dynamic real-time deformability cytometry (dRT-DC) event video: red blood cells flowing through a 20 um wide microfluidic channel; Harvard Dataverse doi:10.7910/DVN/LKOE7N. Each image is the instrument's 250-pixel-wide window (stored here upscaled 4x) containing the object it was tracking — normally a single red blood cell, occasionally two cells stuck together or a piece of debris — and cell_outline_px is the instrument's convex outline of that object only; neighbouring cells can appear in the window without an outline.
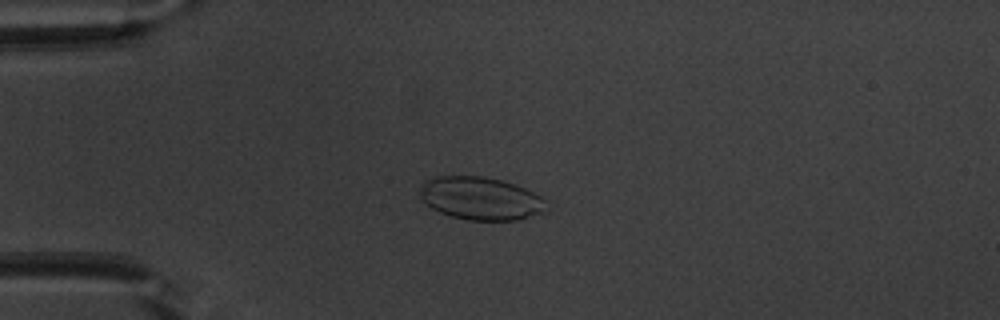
{"species": "common noctule bat (a hibernating species)", "species_latin": "Nyctalus noctula", "temperature_condition": "warm", "stored_images_in_passage": 51, "camera_frame_rate_fps": 3000, "um_per_image_px": 0.085, "animal": {"sex": "male", "body_mass_g": 20.1, "forearm_length_mm": 53.5}, "frame": {"image": 1, "passage_image": 13, "time_ms": 4.0, "image_size_px": [1000, 320], "cell_outline_px": [[544, 212], [516, 220], [468, 220], [452, 216], [440, 212], [432, 208], [420, 200], [420, 188], [424, 180], [432, 176], [484, 176], [500, 180], [524, 188], [540, 196], [544, 200]], "centroid_in_image_um": [40.78, 16.85], "position_along_channel_um": 44.2, "area_um2": 31.44}}
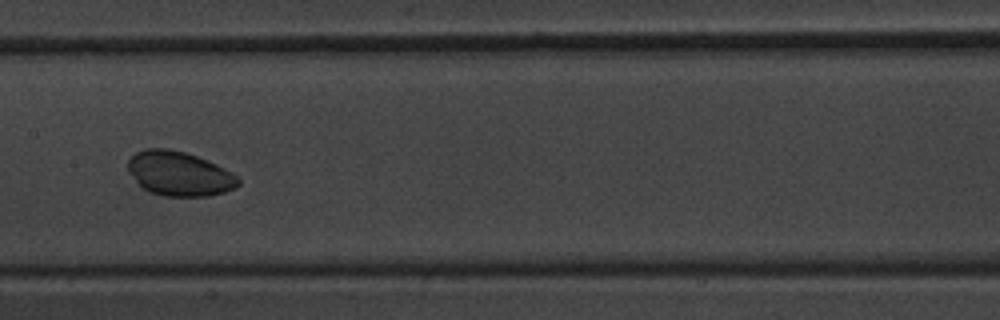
{"frame": {"image": 2, "passage_image": 26, "time_ms": 8.333, "image_size_px": [1000, 320], "cell_outline_px": [[240, 184], [236, 188], [224, 192], [208, 196], [164, 196], [148, 192], [140, 188], [128, 172], [128, 160], [136, 152], [144, 148], [168, 148], [184, 152], [196, 156], [216, 164], [232, 172], [240, 180]], "centroid_in_image_um": [15.21, 14.77], "position_along_channel_um": 192.2, "area_um2": 28.84}}
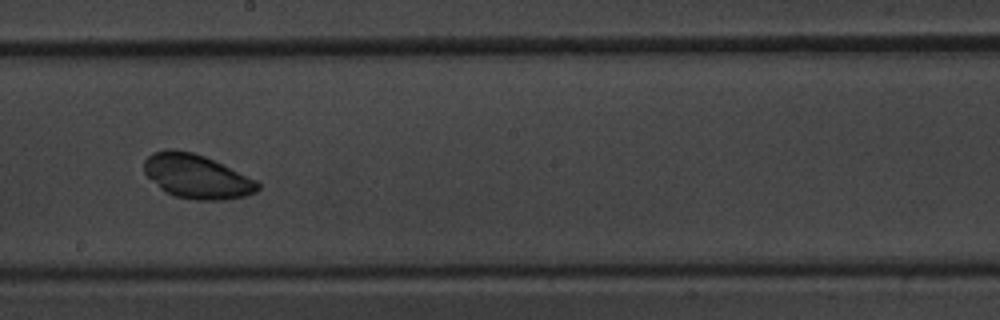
{"frame": {"image": 3, "passage_image": 29, "time_ms": 9.333, "image_size_px": [1000, 320], "cell_outline_px": [[260, 188], [256, 192], [244, 196], [220, 200], [196, 200], [176, 196], [168, 192], [148, 176], [144, 172], [144, 160], [152, 152], [172, 148], [192, 152], [204, 156], [256, 180], [260, 184]], "centroid_in_image_um": [16.73, 14.98], "position_along_channel_um": 231.5, "area_um2": 28.67}}